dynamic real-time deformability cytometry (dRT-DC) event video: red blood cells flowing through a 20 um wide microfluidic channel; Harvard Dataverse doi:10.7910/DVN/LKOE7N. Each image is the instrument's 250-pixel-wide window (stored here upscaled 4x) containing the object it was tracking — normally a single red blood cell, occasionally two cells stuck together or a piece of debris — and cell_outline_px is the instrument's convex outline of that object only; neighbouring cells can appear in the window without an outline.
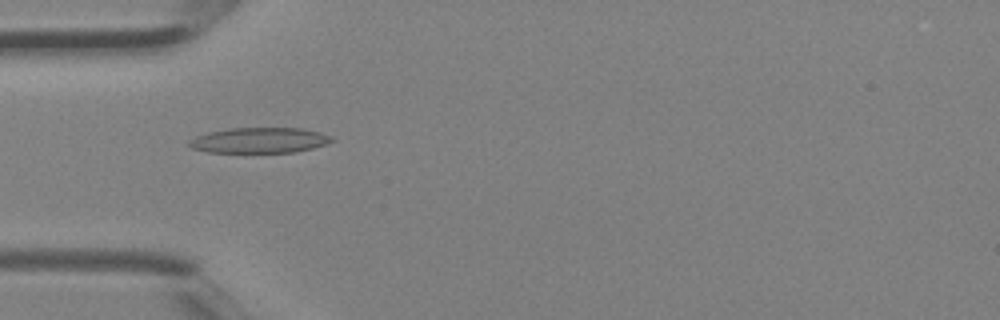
{"species": "Egyptian fruit bat (a non-hibernating species)", "species_latin": "Rousettus aegyptiacus", "temperature_condition": "room temperature", "stored_images_in_passage": 41, "camera_frame_rate_fps": 3000, "um_per_image_px": 0.085, "animal": {"sex": "female"}, "frame": {"image": 1, "passage_image": 13, "time_ms": 4.0, "image_size_px": [1000, 320], "cell_outline_px": [[336, 140], [312, 148], [296, 152], [208, 152], [192, 148], [188, 144], [188, 140], [196, 136], [208, 132], [228, 128], [300, 128], [320, 132], [332, 136]], "centroid_in_image_um": [22.05, 11.92], "position_along_channel_um": 63.0, "area_um2": 21.15}}
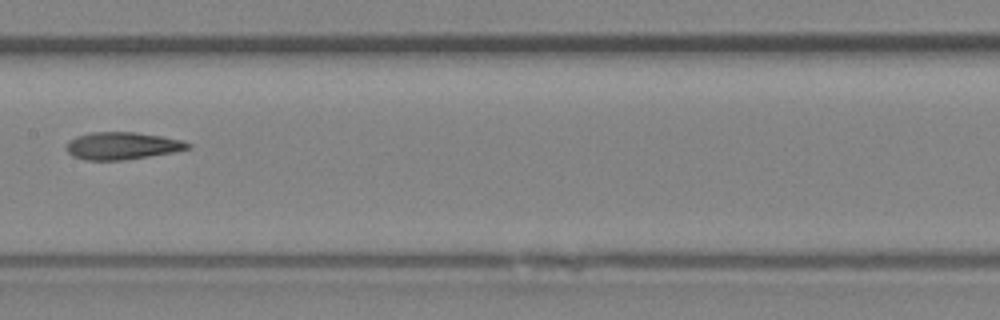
{"frame": {"image": 2, "passage_image": 21, "time_ms": 6.667, "image_size_px": [1000, 320], "cell_outline_px": [[192, 148], [172, 152], [124, 160], [84, 160], [72, 156], [64, 148], [68, 140], [76, 136], [88, 132], [136, 132], [164, 136], [184, 140], [192, 144]], "centroid_in_image_um": [10.37, 12.38], "position_along_channel_um": 197.0, "area_um2": 19.71}}
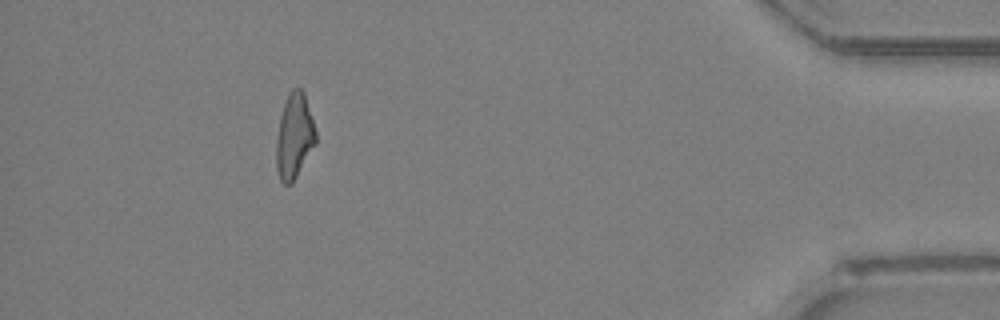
{"frame": {"image": 3, "passage_image": 37, "time_ms": 12.0, "image_size_px": [1000, 320], "cell_outline_px": [[316, 144], [292, 184], [284, 184], [280, 180], [276, 168], [276, 140], [280, 116], [284, 104], [292, 88], [300, 88], [304, 92], [316, 132]], "centroid_in_image_um": [25.01, 11.61], "position_along_channel_um": 410.2, "area_um2": 19.54}}